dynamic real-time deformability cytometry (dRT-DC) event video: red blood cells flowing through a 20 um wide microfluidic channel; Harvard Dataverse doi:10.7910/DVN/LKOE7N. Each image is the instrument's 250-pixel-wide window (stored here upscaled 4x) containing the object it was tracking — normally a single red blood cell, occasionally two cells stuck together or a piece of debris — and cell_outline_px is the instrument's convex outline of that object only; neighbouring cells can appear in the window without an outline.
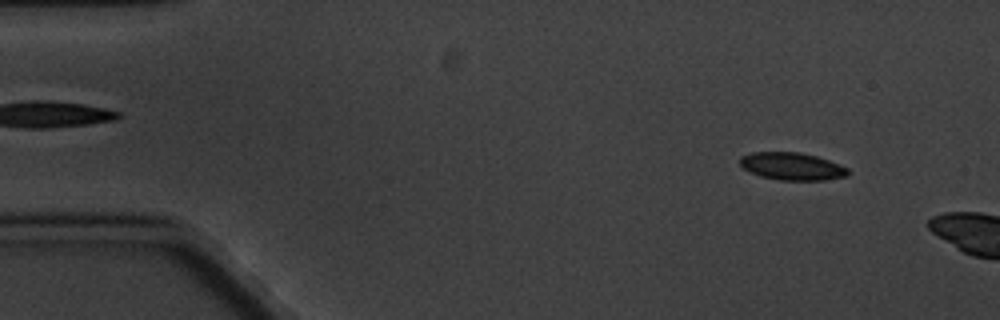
{"species": "common noctule bat (a hibernating species)", "species_latin": "Nyctalus noctula", "temperature_condition": "cold", "stored_images_in_passage": 2, "camera_frame_rate_fps": 3000, "um_per_image_px": 0.085, "animal": {"sex": "male", "body_mass_g": 20.1, "forearm_length_mm": 53.5}, "frame": {"image": 1, "passage_image": 1, "time_ms": 0.0, "image_size_px": [1000, 320], "cell_outline_px": [[848, 176], [824, 180], [780, 180], [760, 176], [744, 168], [740, 164], [740, 156], [752, 152], [800, 152], [816, 156], [840, 164], [848, 168]], "centroid_in_image_um": [67.33, 14.13], "position_along_channel_um": 17.7, "area_um2": 17.28}}